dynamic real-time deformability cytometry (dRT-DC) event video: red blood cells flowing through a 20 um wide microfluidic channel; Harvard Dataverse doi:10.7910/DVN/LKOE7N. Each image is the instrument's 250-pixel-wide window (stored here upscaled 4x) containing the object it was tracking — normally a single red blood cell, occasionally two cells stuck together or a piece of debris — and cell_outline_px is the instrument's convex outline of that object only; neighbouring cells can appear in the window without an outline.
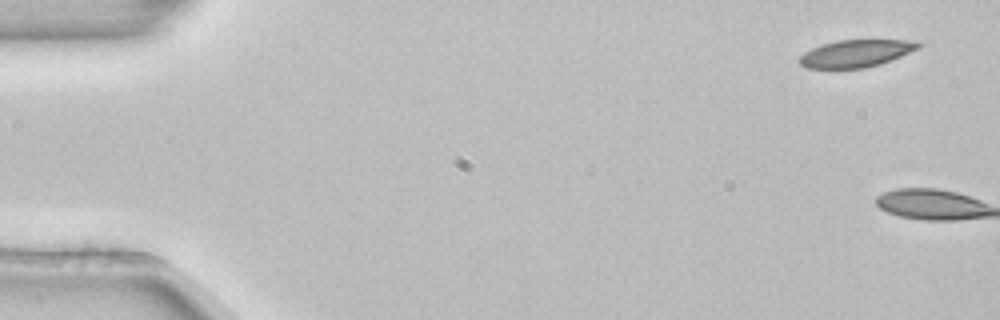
{"species": "common noctule bat (a hibernating species)", "species_latin": "Nyctalus noctula", "temperature_condition": "room temperature", "stored_images_in_passage": 5, "camera_frame_rate_fps": 3000, "um_per_image_px": 0.085, "animal": {"sex": "female", "body_mass_g": 22.7, "forearm_length_mm": 54.2}, "frame": {"image": 1, "passage_image": 1, "time_ms": 0.0, "image_size_px": [1000, 320], "cell_outline_px": [[924, 44], [920, 48], [880, 64], [864, 68], [808, 68], [800, 64], [796, 60], [804, 52], [812, 48], [836, 40], [916, 40]], "centroid_in_image_um": [72.77, 4.53], "position_along_channel_um": 12.2, "area_um2": 18.96}}
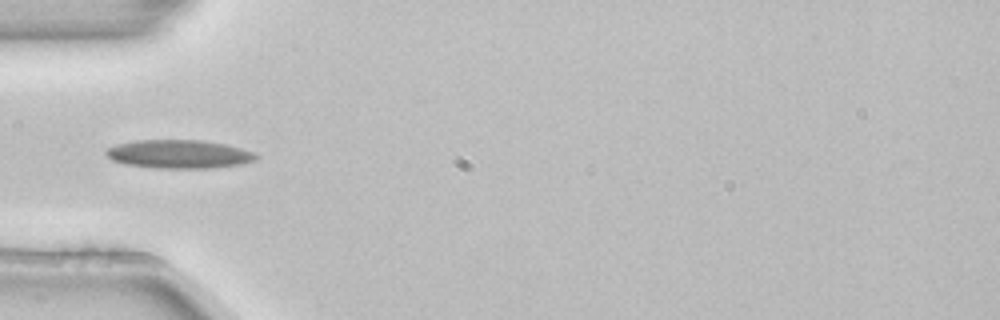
{"frame": {"image": 2, "passage_image": 5, "time_ms": 1.333, "image_size_px": [1000, 320], "cell_outline_px": [[260, 156], [256, 160], [240, 164], [212, 168], [152, 168], [124, 164], [112, 160], [104, 152], [108, 148], [120, 144], [136, 140], [200, 140], [224, 144], [240, 148], [252, 152]], "centroid_in_image_um": [15.21, 13.11], "position_along_channel_um": 69.8, "area_um2": 24.8}}